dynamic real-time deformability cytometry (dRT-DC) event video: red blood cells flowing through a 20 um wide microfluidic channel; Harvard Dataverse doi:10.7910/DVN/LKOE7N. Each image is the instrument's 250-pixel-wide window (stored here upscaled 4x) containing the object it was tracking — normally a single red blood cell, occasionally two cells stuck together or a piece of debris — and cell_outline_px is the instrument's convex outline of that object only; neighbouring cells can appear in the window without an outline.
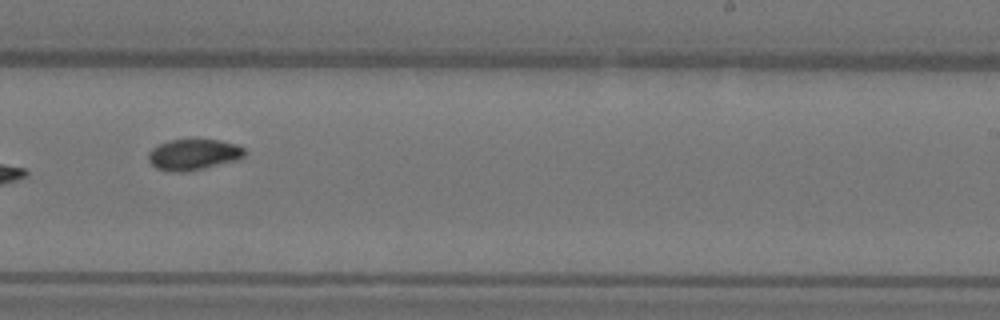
{"species": "Egyptian fruit bat (a non-hibernating species)", "species_latin": "Rousettus aegyptiacus", "temperature_condition": "warm", "stored_images_in_passage": 10, "camera_frame_rate_fps": 3000, "um_per_image_px": 0.085, "animal": {"sex": "female"}, "frame": {"image": 1, "passage_image": 9, "time_ms": 2.667, "image_size_px": [1000, 320], "cell_outline_px": [[244, 156], [236, 160], [188, 172], [172, 172], [156, 168], [148, 160], [148, 152], [152, 148], [168, 140], [220, 140], [236, 144], [244, 148]], "centroid_in_image_um": [16.42, 13.14], "position_along_channel_um": 272.6, "area_um2": 17.28}}
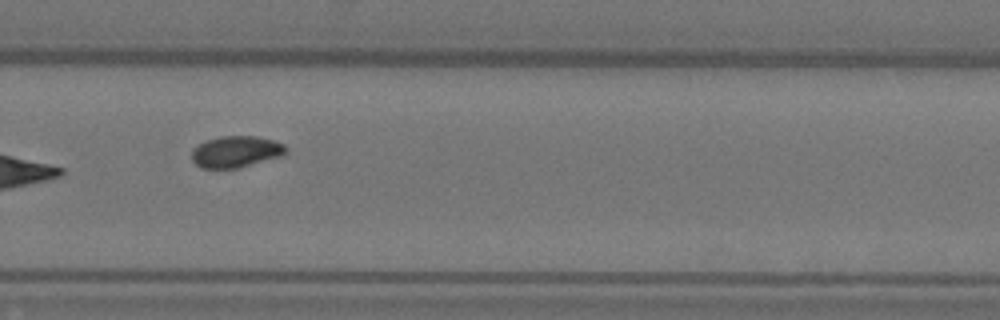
{"frame": {"image": 2, "passage_image": 10, "time_ms": 3.0, "image_size_px": [1000, 320], "cell_outline_px": [[288, 152], [284, 156], [236, 168], [200, 168], [192, 160], [192, 148], [196, 144], [204, 140], [220, 136], [256, 136], [272, 140], [284, 144], [288, 148]], "centroid_in_image_um": [20.05, 12.88], "position_along_channel_um": 309.7, "area_um2": 17.57}}